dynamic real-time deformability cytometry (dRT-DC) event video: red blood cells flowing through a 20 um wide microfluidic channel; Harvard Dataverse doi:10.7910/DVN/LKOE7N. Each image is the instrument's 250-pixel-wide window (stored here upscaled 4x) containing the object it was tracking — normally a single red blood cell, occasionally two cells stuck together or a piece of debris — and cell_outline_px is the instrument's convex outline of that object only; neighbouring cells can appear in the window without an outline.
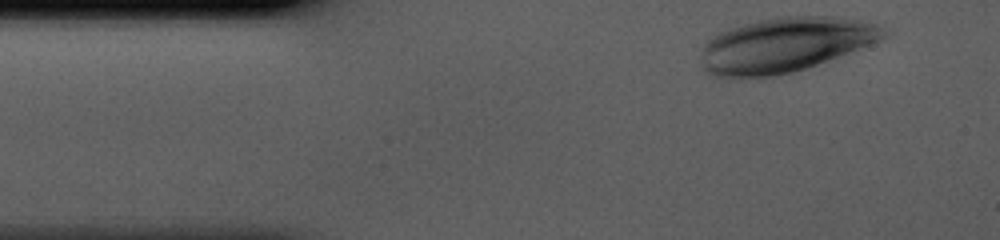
{"species": "human", "species_latin": "Homo sapiens", "temperature_condition": "cold", "stored_images_in_passage": 34, "camera_frame_rate_fps": 3000, "um_per_image_px": 0.085, "donor": {"sex": "male"}, "frame": {"image": 1, "passage_image": 1, "time_ms": 0.0, "image_size_px": [1000, 240], "cell_outline_px": [[888, 32], [884, 36], [868, 44], [848, 52], [816, 64], [792, 72], [772, 76], [712, 76], [704, 72], [704, 44], [716, 32], [744, 24], [760, 20], [780, 16], [832, 16], [856, 20], [876, 24]], "centroid_in_image_um": [66.68, 3.79], "position_along_channel_um": 18.3, "area_um2": 56.82}}
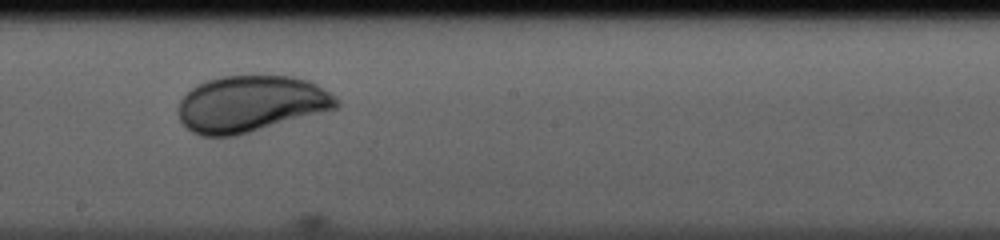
{"frame": {"image": 2, "passage_image": 20, "time_ms": 6.333, "image_size_px": [1000, 240], "cell_outline_px": [[340, 104], [336, 108], [236, 136], [200, 136], [192, 132], [180, 120], [176, 112], [180, 100], [192, 88], [208, 80], [220, 76], [292, 76], [308, 80], [316, 84], [340, 100]], "centroid_in_image_um": [21.29, 8.83], "position_along_channel_um": 226.9, "area_um2": 51.67}}
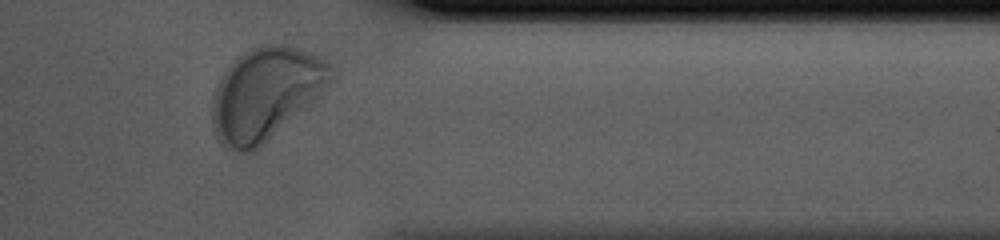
{"frame": {"image": 3, "passage_image": 32, "time_ms": 10.333, "image_size_px": [1000, 240], "cell_outline_px": [[336, 80], [316, 100], [256, 152], [240, 152], [220, 144], [212, 128], [212, 96], [216, 84], [220, 76], [228, 64], [236, 56], [260, 44], [288, 44], [320, 56], [328, 60], [332, 64]], "centroid_in_image_um": [22.62, 7.95], "position_along_channel_um": 388.8, "area_um2": 65.66}}